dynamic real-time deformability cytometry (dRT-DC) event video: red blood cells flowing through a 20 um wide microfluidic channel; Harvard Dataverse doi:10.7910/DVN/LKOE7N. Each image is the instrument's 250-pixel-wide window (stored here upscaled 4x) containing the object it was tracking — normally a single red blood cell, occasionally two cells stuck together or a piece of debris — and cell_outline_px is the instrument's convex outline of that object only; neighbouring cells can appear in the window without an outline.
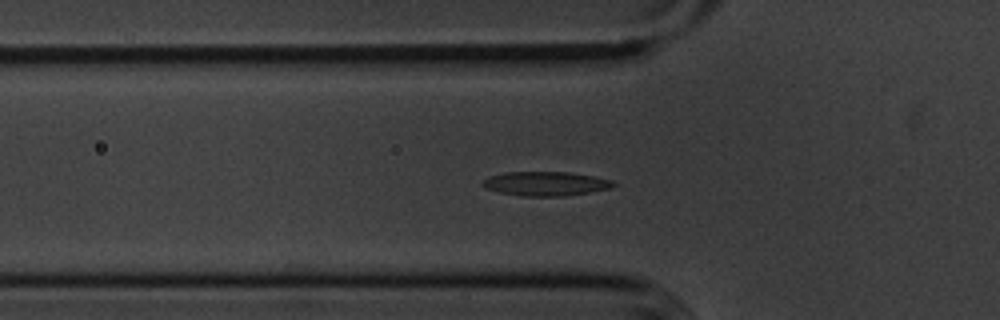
{"species": "common noctule bat (a hibernating species)", "species_latin": "Nyctalus noctula", "temperature_condition": "cold", "stored_images_in_passage": 56, "segment_of_instrument_passage": [1, 2], "camera_frame_rate_fps": 3000, "um_per_image_px": 0.085, "animal": {"sex": "male", "body_mass_g": 20.1, "forearm_length_mm": 53.5}, "frame": {"image": 1, "passage_image": 18, "time_ms": 5.667, "image_size_px": [1000, 320], "cell_outline_px": [[616, 184], [608, 188], [588, 192], [564, 196], [524, 196], [500, 192], [484, 188], [480, 184], [488, 176], [504, 172], [568, 172], [592, 176], [612, 180]], "centroid_in_image_um": [46.31, 15.6], "position_along_channel_um": 79.5, "area_um2": 18.26}}
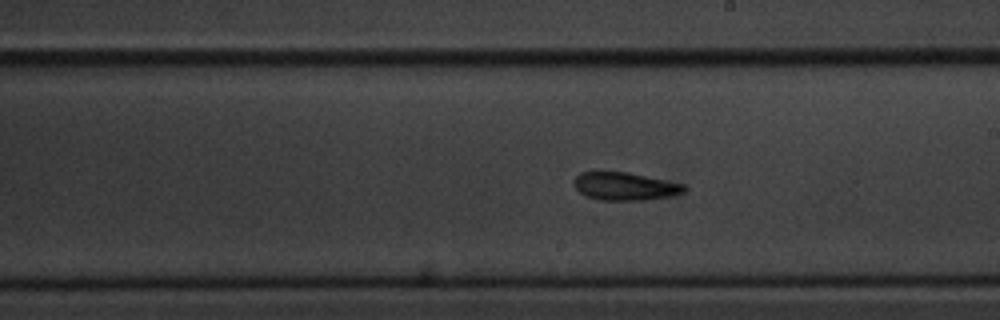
{"frame": {"image": 2, "passage_image": 31, "time_ms": 10.0, "image_size_px": [1000, 320], "cell_outline_px": [[688, 188], [684, 192], [672, 196], [644, 200], [600, 200], [584, 196], [576, 188], [572, 180], [580, 172], [628, 172], [684, 184]], "centroid_in_image_um": [53.12, 15.84], "position_along_channel_um": 235.9, "area_um2": 18.03}}
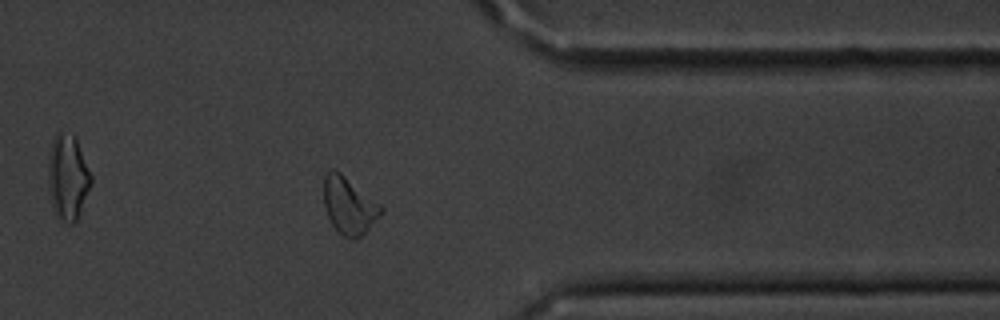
{"frame": {"image": 3, "passage_image": 44, "time_ms": 14.333, "image_size_px": [1000, 320], "cell_outline_px": [[384, 212], [356, 240], [352, 240], [344, 236], [332, 224], [328, 216], [324, 204], [324, 176], [332, 168], [340, 172], [380, 204], [384, 208]], "centroid_in_image_um": [29.67, 17.47], "position_along_channel_um": 381.7, "area_um2": 18.73}}